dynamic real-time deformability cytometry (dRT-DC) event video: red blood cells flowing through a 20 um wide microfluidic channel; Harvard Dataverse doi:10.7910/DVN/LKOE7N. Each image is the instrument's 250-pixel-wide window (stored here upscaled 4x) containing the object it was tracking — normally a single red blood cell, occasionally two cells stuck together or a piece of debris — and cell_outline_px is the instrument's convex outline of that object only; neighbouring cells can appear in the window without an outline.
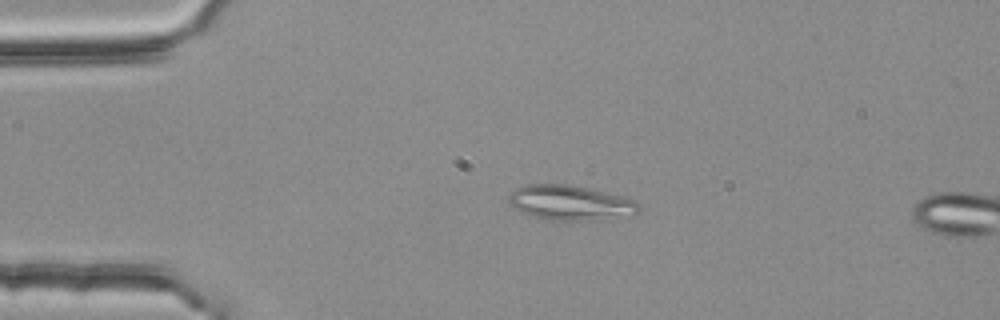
{"species": "common noctule bat (a hibernating species)", "species_latin": "Nyctalus noctula", "temperature_condition": "room temperature", "stored_images_in_passage": 3, "camera_frame_rate_fps": 3000, "um_per_image_px": 0.085, "animal": {"sex": "female", "body_mass_g": 25.1}, "frame": {"image": 1, "passage_image": 2, "time_ms": 0.333, "image_size_px": [1000, 320], "cell_outline_px": [[640, 212], [632, 216], [584, 220], [544, 220], [520, 212], [508, 200], [508, 196], [516, 188], [524, 184], [572, 184], [624, 196], [640, 204]], "centroid_in_image_um": [48.5, 17.23], "position_along_channel_um": 36.5, "area_um2": 26.7}}